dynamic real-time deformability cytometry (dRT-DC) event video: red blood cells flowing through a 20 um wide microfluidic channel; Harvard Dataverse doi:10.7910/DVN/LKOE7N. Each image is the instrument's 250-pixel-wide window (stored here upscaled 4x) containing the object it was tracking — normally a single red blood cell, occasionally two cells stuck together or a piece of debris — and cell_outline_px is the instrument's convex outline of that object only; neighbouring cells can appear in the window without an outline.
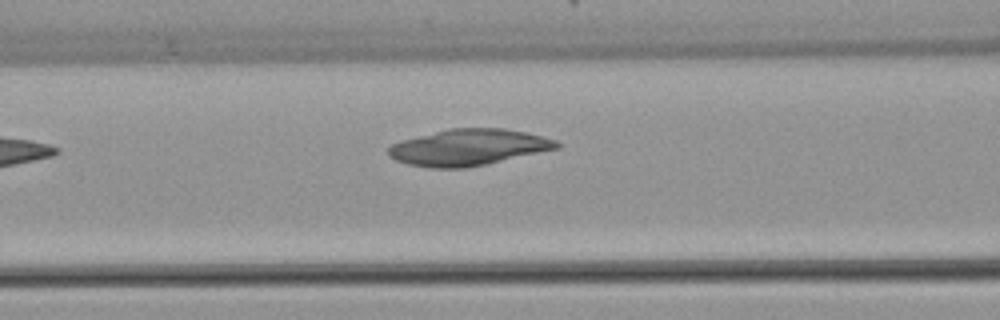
{"species": "common noctule bat (a hibernating species)", "species_latin": "Nyctalus noctula", "temperature_condition": "warm", "stored_images_in_passage": 6, "camera_frame_rate_fps": 3000, "um_per_image_px": 0.085, "animal": {"sex": "female", "body_mass_g": 22.7, "forearm_length_mm": 54.2}, "frame": {"image": 1, "passage_image": 6, "time_ms": 6.0, "image_size_px": [1000, 320], "cell_outline_px": [[560, 148], [484, 164], [464, 168], [428, 168], [408, 164], [396, 160], [388, 156], [388, 148], [392, 144], [400, 140], [448, 128], [504, 128], [524, 132], [556, 140], [560, 144]], "centroid_in_image_um": [39.77, 12.52], "position_along_channel_um": 126.8, "area_um2": 35.49}}